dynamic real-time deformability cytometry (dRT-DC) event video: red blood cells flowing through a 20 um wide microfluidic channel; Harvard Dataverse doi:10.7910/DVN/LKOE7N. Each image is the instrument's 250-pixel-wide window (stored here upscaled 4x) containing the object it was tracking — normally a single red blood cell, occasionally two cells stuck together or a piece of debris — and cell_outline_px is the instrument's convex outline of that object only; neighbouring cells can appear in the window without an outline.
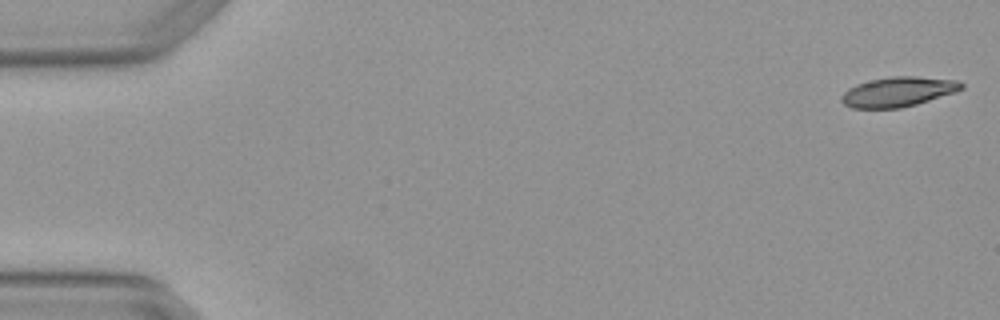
{"species": "Egyptian fruit bat (a non-hibernating species)", "species_latin": "Rousettus aegyptiacus", "temperature_condition": "warm", "stored_images_in_passage": 4, "camera_frame_rate_fps": 3000, "um_per_image_px": 0.085, "animal": {"sex": "female"}, "frame": {"image": 1, "passage_image": 1, "time_ms": 0.0, "image_size_px": [1000, 320], "cell_outline_px": [[964, 88], [956, 92], [916, 104], [900, 108], [852, 108], [844, 104], [840, 100], [840, 96], [848, 88], [856, 84], [872, 80], [892, 76], [916, 76], [960, 80], [964, 84]], "centroid_in_image_um": [76.36, 7.79], "position_along_channel_um": 8.6, "area_um2": 20.92}}
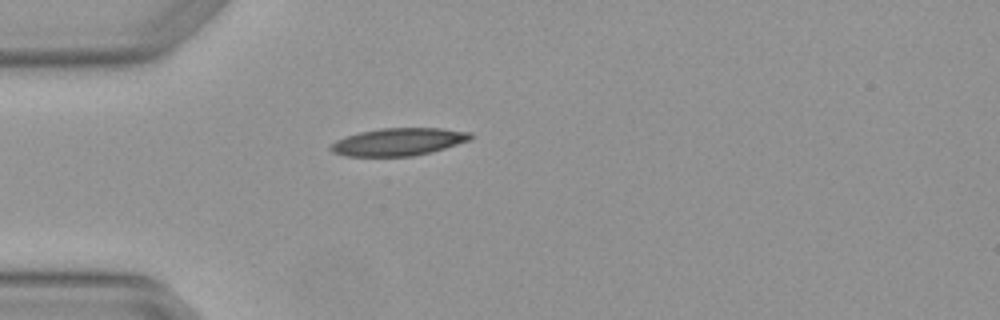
{"frame": {"image": 2, "passage_image": 4, "time_ms": 1.0, "image_size_px": [1000, 320], "cell_outline_px": [[476, 136], [472, 140], [432, 152], [412, 156], [344, 156], [332, 152], [328, 148], [328, 144], [344, 136], [360, 132], [380, 128], [440, 128], [472, 132]], "centroid_in_image_um": [33.88, 12.05], "position_along_channel_um": 51.1, "area_um2": 22.89}}